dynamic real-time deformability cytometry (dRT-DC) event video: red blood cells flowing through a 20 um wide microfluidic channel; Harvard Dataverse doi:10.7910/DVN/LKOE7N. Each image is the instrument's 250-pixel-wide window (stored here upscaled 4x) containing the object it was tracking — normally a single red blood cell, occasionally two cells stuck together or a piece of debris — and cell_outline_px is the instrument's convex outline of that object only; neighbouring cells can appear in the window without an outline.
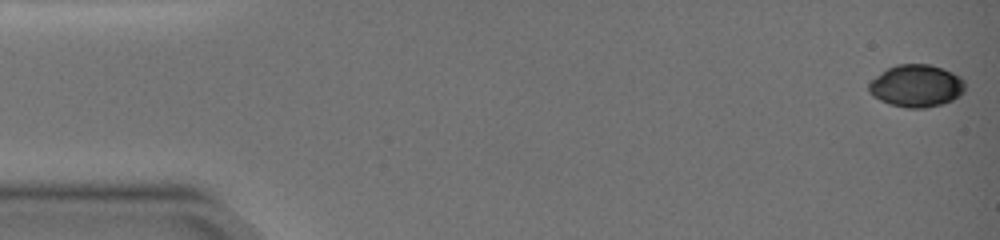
{"species": "common noctule bat (a hibernating species)", "species_latin": "Nyctalus noctula", "temperature_condition": "warm", "stored_images_in_passage": 52, "camera_frame_rate_fps": 3000, "um_per_image_px": 0.085, "animal": {"sex": "female", "body_mass_g": 19.0, "forearm_length_mm": 51.5}, "frame": {"image": 1, "passage_image": 1, "time_ms": 0.0, "image_size_px": [1000, 240], "cell_outline_px": [[964, 92], [960, 96], [952, 100], [940, 104], [924, 108], [908, 108], [888, 104], [872, 96], [868, 92], [868, 84], [880, 72], [896, 64], [928, 64], [952, 72], [960, 76], [964, 80]], "centroid_in_image_um": [77.87, 7.3], "position_along_channel_um": 7.1, "area_um2": 23.81}}
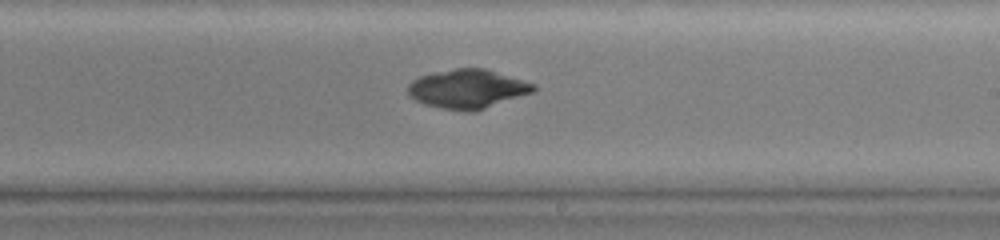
{"frame": {"image": 2, "passage_image": 32, "time_ms": 10.333, "image_size_px": [1000, 240], "cell_outline_px": [[536, 92], [476, 112], [464, 112], [440, 108], [424, 104], [408, 96], [408, 84], [412, 80], [420, 76], [436, 72], [456, 68], [484, 68], [536, 84]], "centroid_in_image_um": [39.77, 7.58], "position_along_channel_um": 249.2, "area_um2": 28.96}}
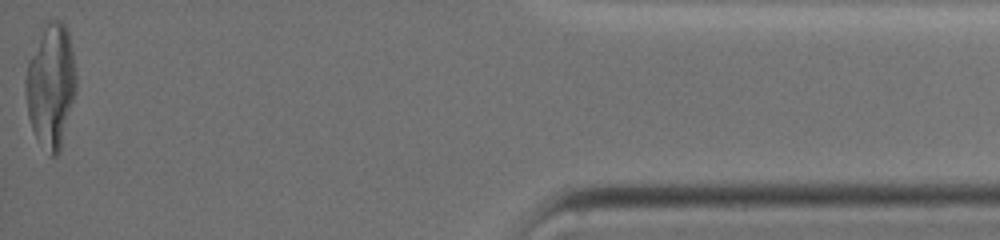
{"frame": {"image": 3, "passage_image": 52, "time_ms": 17.0, "image_size_px": [1000, 240], "cell_outline_px": [[76, 92], [60, 152], [56, 156], [52, 156], [36, 136], [32, 128], [28, 116], [24, 92], [24, 80], [28, 60], [44, 20], [48, 16], [60, 20], [64, 24], [68, 32], [76, 72]], "centroid_in_image_um": [4.3, 7.19], "position_along_channel_um": 430.9, "area_um2": 37.11}, "authors_computed_cell_mechanics": {"area_um2": 28.9, "velocity_mm_per_s": 3.7359, "shape_relaxation_time_tau1_ms": 10.3491, "shape_relaxation_time_tau2_ms": 8.6554, "deformation_change_tau1": 0.2415, "deformation_change_tau2": 0.04}}